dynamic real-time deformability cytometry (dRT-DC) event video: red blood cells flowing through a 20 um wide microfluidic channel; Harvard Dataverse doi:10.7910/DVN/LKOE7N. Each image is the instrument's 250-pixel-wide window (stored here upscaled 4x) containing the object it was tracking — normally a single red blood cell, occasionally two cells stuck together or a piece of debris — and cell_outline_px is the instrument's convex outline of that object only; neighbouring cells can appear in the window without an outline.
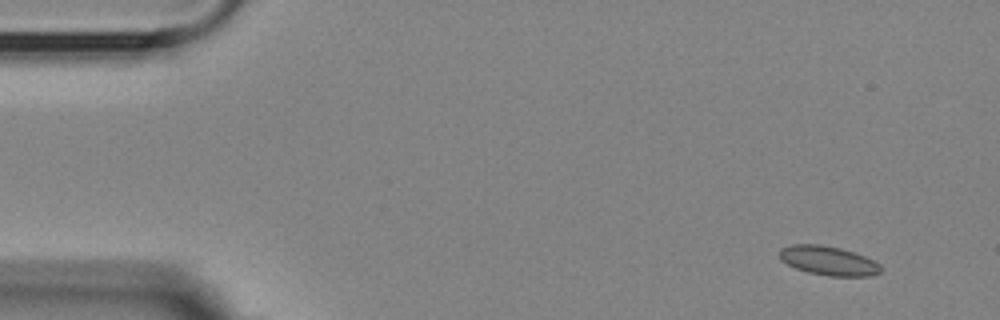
{"species": "Egyptian fruit bat (a non-hibernating species)", "species_latin": "Rousettus aegyptiacus", "temperature_condition": "room temperature", "stored_images_in_passage": 4, "camera_frame_rate_fps": 3000, "um_per_image_px": 0.085, "animal": {"sex": "female"}, "frame": {"image": 1, "passage_image": 1, "time_ms": 0.0, "image_size_px": [1000, 320], "cell_outline_px": [[884, 268], [880, 272], [872, 276], [828, 276], [808, 272], [796, 268], [780, 260], [780, 248], [792, 244], [820, 244], [840, 248], [856, 252], [880, 264]], "centroid_in_image_um": [70.44, 22.16], "position_along_channel_um": 14.6, "area_um2": 17.34}}
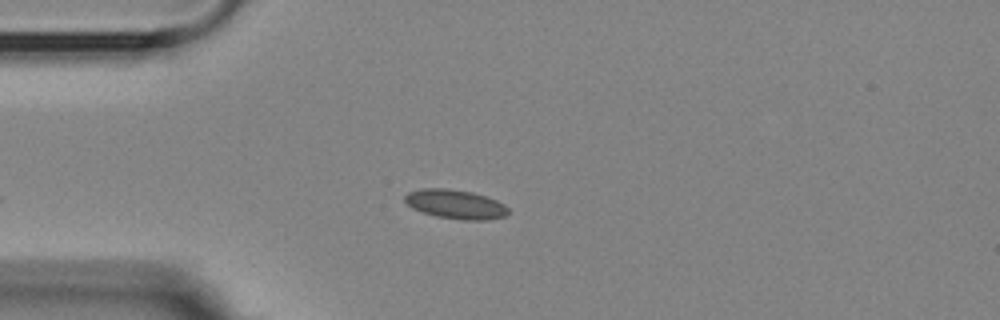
{"frame": {"image": 2, "passage_image": 4, "time_ms": 3.333, "image_size_px": [1000, 320], "cell_outline_px": [[508, 212], [504, 216], [488, 220], [460, 220], [436, 216], [412, 208], [404, 200], [404, 196], [408, 192], [420, 188], [448, 188], [472, 192], [496, 200], [504, 204], [508, 208]], "centroid_in_image_um": [38.7, 17.35], "position_along_channel_um": 46.3, "area_um2": 17.57}}